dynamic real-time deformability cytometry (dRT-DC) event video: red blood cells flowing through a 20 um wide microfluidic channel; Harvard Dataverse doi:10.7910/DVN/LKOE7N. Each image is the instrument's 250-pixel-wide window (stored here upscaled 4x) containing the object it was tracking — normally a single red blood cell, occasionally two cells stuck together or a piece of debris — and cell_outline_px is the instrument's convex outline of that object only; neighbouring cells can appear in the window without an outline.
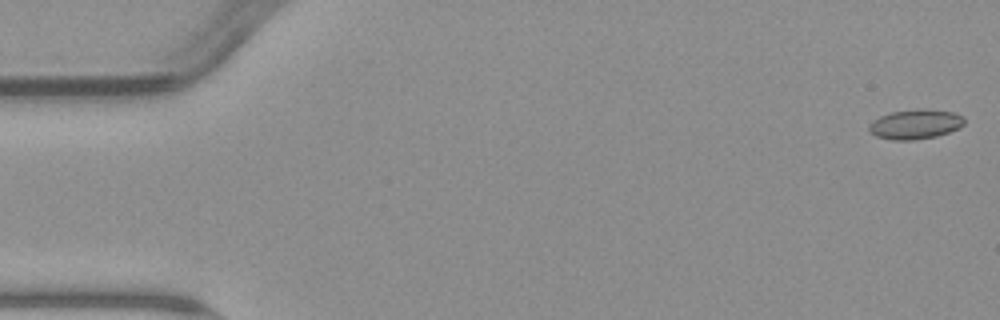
{"species": "common noctule bat (a hibernating species)", "species_latin": "Nyctalus noctula", "temperature_condition": "warm", "stored_images_in_passage": 6, "camera_frame_rate_fps": 3000, "um_per_image_px": 0.085, "animal": {"sex": "male", "body_mass_g": 23.1, "forearm_length_mm": 52.7}, "frame": {"image": 1, "passage_image": 1, "time_ms": 0.0, "image_size_px": [1000, 320], "cell_outline_px": [[964, 124], [960, 128], [936, 136], [912, 140], [892, 140], [876, 136], [868, 132], [868, 124], [872, 120], [880, 116], [892, 112], [916, 108], [924, 108], [952, 112], [964, 116]], "centroid_in_image_um": [77.78, 10.55], "position_along_channel_um": 7.2, "area_um2": 16.7}}
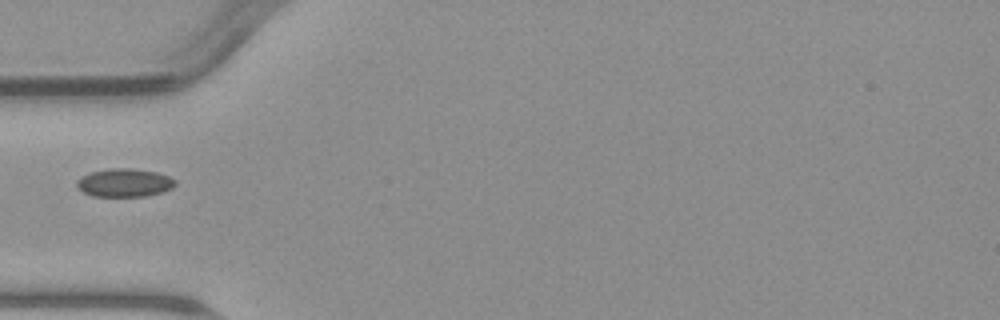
{"frame": {"image": 2, "passage_image": 5, "time_ms": 5.667, "image_size_px": [1000, 320], "cell_outline_px": [[176, 184], [172, 188], [164, 192], [144, 196], [92, 196], [76, 188], [76, 180], [80, 176], [92, 172], [108, 168], [132, 168], [156, 172], [168, 176], [176, 180]], "centroid_in_image_um": [10.56, 15.53], "position_along_channel_um": 74.4, "area_um2": 16.36}}
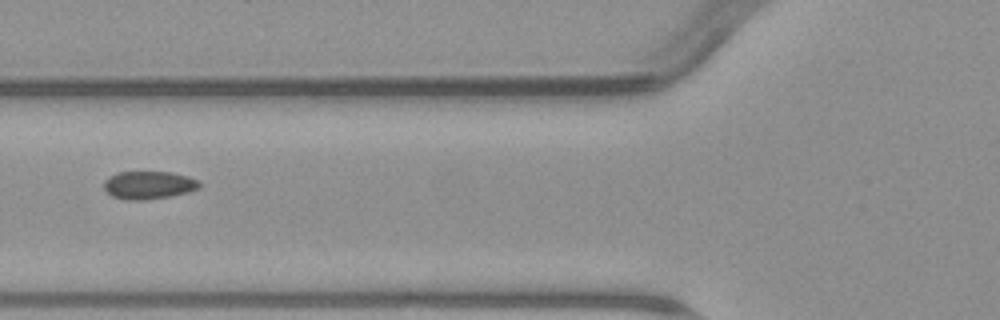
{"frame": {"image": 3, "passage_image": 6, "time_ms": 6.667, "image_size_px": [1000, 320], "cell_outline_px": [[200, 188], [188, 192], [168, 196], [144, 200], [128, 200], [112, 196], [104, 188], [104, 180], [108, 176], [116, 172], [172, 172], [188, 176], [200, 180]], "centroid_in_image_um": [12.64, 15.72], "position_along_channel_um": 113.2, "area_um2": 15.61}}